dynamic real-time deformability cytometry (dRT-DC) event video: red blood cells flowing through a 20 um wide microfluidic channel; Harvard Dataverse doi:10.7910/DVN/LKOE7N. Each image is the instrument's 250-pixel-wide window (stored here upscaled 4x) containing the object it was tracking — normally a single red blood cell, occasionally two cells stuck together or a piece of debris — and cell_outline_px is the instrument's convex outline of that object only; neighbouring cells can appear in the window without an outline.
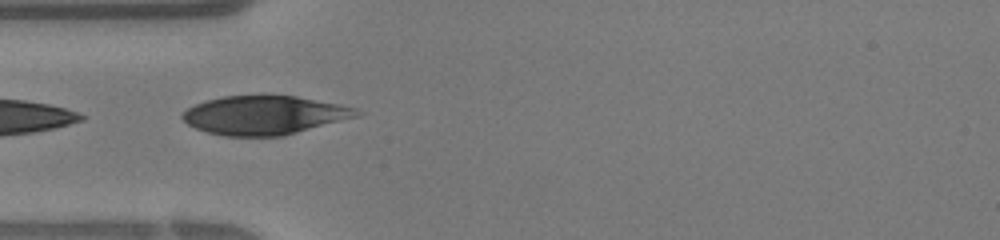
{"species": "human", "species_latin": "Homo sapiens", "temperature_condition": "warm", "stored_images_in_passage": 12, "camera_frame_rate_fps": 3000, "um_per_image_px": 0.085, "donor": {"sex": "female"}, "frame": {"image": 1, "passage_image": 1, "time_ms": 0.0, "image_size_px": [1000, 240], "cell_outline_px": [[364, 112], [360, 116], [284, 136], [224, 136], [208, 132], [196, 128], [188, 124], [180, 116], [188, 108], [204, 100], [224, 96], [296, 96], [340, 104], [356, 108]], "centroid_in_image_um": [22.52, 9.79], "position_along_channel_um": 62.5, "area_um2": 39.42}}
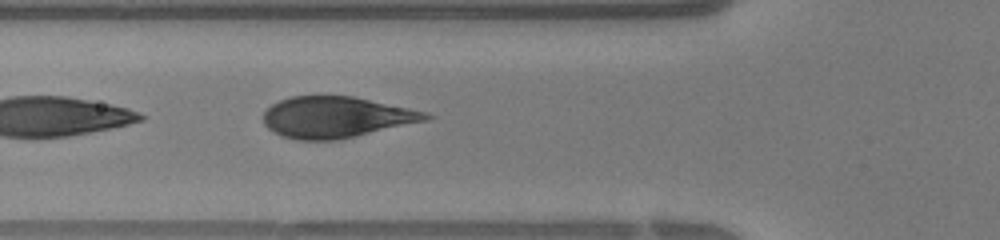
{"frame": {"image": 2, "passage_image": 3, "time_ms": 0.667, "image_size_px": [1000, 240], "cell_outline_px": [[436, 116], [428, 120], [336, 140], [296, 140], [284, 136], [268, 128], [264, 124], [264, 112], [272, 104], [280, 100], [292, 96], [352, 96], [428, 112]], "centroid_in_image_um": [28.59, 9.96], "position_along_channel_um": 97.2, "area_um2": 38.61}}